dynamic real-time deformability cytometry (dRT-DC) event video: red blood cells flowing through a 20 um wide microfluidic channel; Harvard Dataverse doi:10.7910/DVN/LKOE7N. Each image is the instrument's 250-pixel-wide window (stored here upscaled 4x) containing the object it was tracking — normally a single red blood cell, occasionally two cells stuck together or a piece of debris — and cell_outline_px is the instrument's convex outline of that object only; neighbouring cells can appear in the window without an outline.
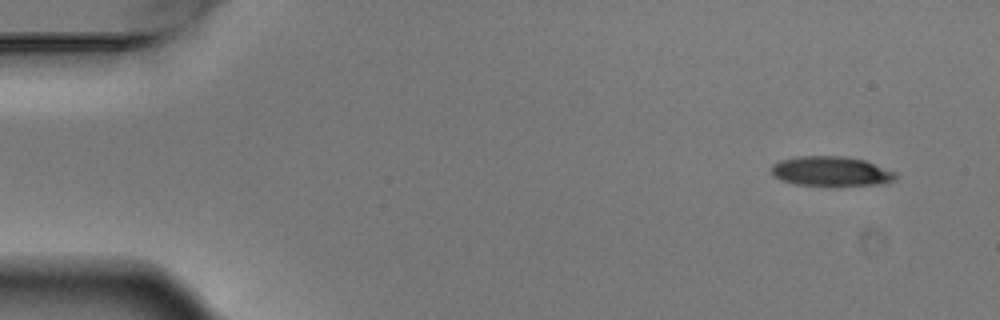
{"species": "Egyptian fruit bat (a non-hibernating species)", "species_latin": "Rousettus aegyptiacus", "temperature_condition": "warm", "stored_images_in_passage": 4, "camera_frame_rate_fps": 3000, "um_per_image_px": 0.085, "animal": {"sex": "male"}, "frame": {"image": 1, "passage_image": 1, "time_ms": 0.0, "image_size_px": [1000, 320], "cell_outline_px": [[896, 176], [892, 180], [872, 184], [796, 184], [780, 180], [772, 176], [772, 164], [780, 160], [800, 156], [844, 156], [864, 160], [896, 172]], "centroid_in_image_um": [70.56, 14.52], "position_along_channel_um": 14.4, "area_um2": 20.81}}
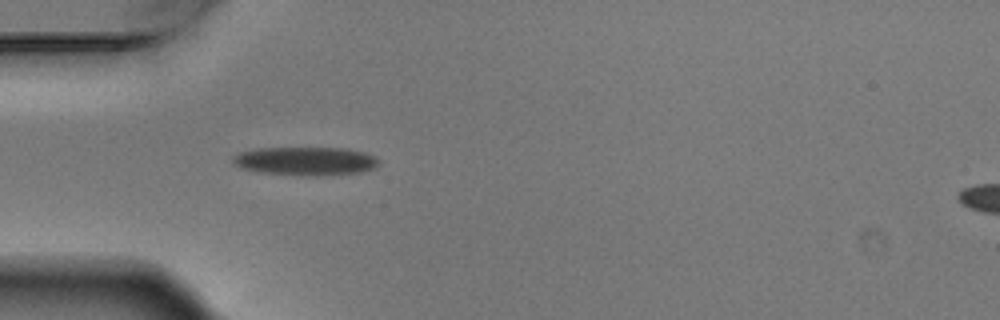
{"frame": {"image": 2, "passage_image": 4, "time_ms": 1.0, "image_size_px": [1000, 320], "cell_outline_px": [[380, 160], [372, 168], [360, 172], [260, 172], [244, 168], [236, 164], [232, 160], [232, 156], [240, 152], [260, 148], [344, 148], [364, 152], [376, 156]], "centroid_in_image_um": [25.96, 13.61], "position_along_channel_um": 59.0, "area_um2": 22.43}}